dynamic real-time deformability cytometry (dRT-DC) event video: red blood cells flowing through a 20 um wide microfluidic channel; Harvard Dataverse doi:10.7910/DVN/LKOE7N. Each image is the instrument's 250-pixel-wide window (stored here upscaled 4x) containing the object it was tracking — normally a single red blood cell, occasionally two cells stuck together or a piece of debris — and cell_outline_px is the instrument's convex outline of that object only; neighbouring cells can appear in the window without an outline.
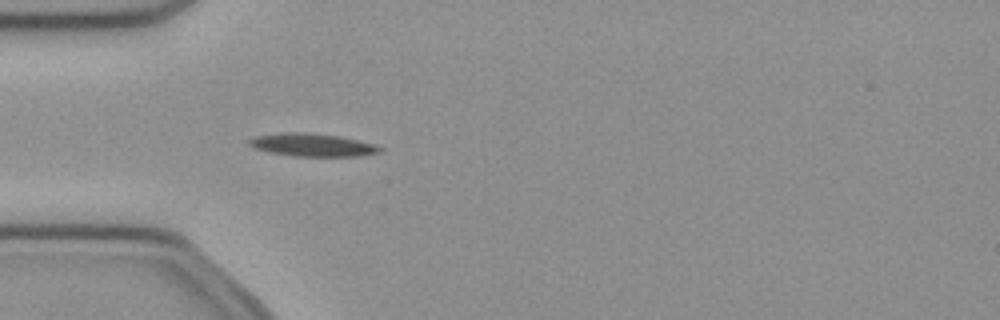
{"species": "common noctule bat (a hibernating species)", "species_latin": "Nyctalus noctula", "temperature_condition": "cold", "stored_images_in_passage": 52, "camera_frame_rate_fps": 3000, "um_per_image_px": 0.085, "animal": {"sex": "female", "body_mass_g": 21.9}, "frame": {"image": 1, "passage_image": 16, "time_ms": 5.0, "image_size_px": [1000, 320], "cell_outline_px": [[384, 148], [380, 152], [360, 156], [292, 156], [268, 152], [256, 148], [248, 144], [248, 140], [256, 136], [280, 132], [304, 132], [340, 136], [372, 144]], "centroid_in_image_um": [26.52, 12.32], "position_along_channel_um": 58.5, "area_um2": 17.4}}
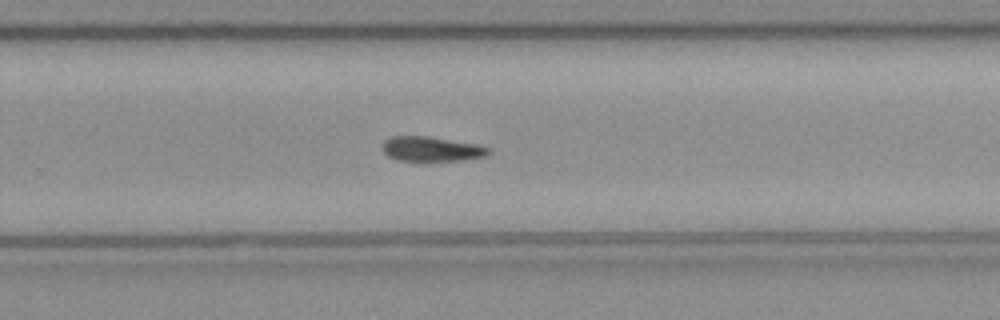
{"frame": {"image": 2, "passage_image": 34, "time_ms": 11.0, "image_size_px": [1000, 320], "cell_outline_px": [[492, 152], [488, 156], [464, 160], [396, 160], [388, 156], [380, 148], [380, 144], [384, 140], [392, 136], [428, 136], [480, 144], [488, 148]], "centroid_in_image_um": [36.68, 12.65], "position_along_channel_um": 293.1, "area_um2": 15.55}}
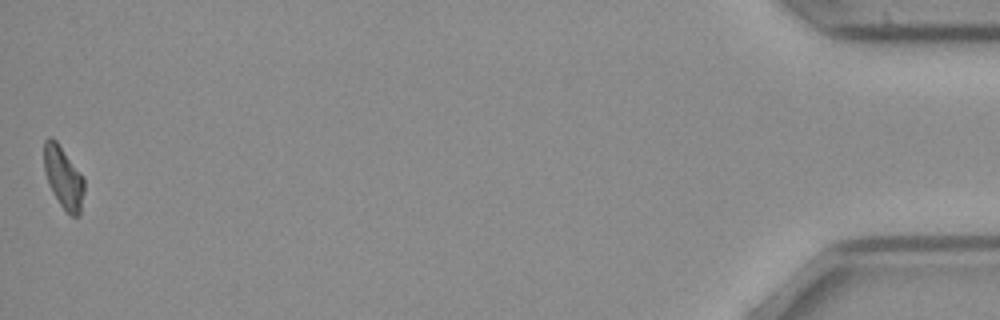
{"frame": {"image": 3, "passage_image": 52, "time_ms": 17.0, "image_size_px": [1000, 320], "cell_outline_px": [[84, 192], [80, 216], [72, 216], [60, 204], [52, 192], [44, 172], [44, 140], [48, 136], [52, 136], [56, 140], [84, 176]], "centroid_in_image_um": [5.4, 15.06], "position_along_channel_um": 429.8, "area_um2": 14.68}}